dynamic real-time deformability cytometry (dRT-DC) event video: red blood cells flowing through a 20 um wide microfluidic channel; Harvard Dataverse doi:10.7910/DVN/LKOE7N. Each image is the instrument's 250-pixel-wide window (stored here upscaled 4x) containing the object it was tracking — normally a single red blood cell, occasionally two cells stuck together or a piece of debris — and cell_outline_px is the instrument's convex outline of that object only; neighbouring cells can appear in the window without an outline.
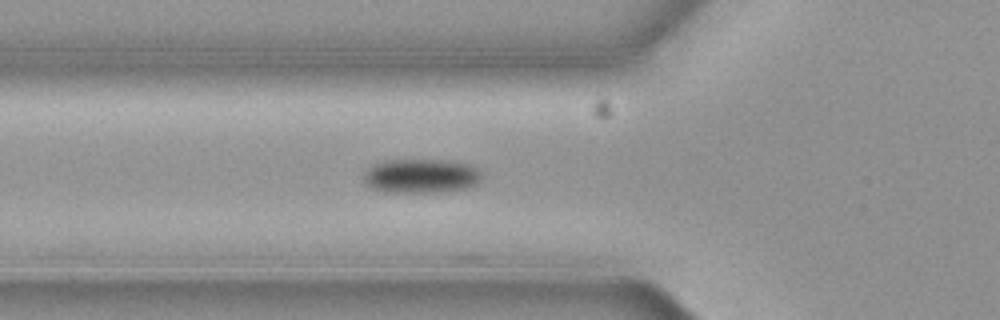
{"species": "common noctule bat (a hibernating species)", "species_latin": "Nyctalus noctula", "temperature_condition": "cold", "stored_images_in_passage": 3, "camera_frame_rate_fps": 3000, "um_per_image_px": 0.085, "animal": {"sex": "female", "body_mass_g": 19.3, "forearm_length_mm": 54.1}, "frame": {"image": 1, "passage_image": 3, "time_ms": 0.667, "image_size_px": [1000, 320], "cell_outline_px": [[484, 176], [476, 184], [464, 188], [440, 192], [384, 192], [368, 188], [364, 180], [364, 172], [368, 168], [376, 164], [388, 160], [440, 160], [468, 164], [476, 168]], "centroid_in_image_um": [35.76, 14.97], "position_along_channel_um": 90.0, "area_um2": 23.47}}